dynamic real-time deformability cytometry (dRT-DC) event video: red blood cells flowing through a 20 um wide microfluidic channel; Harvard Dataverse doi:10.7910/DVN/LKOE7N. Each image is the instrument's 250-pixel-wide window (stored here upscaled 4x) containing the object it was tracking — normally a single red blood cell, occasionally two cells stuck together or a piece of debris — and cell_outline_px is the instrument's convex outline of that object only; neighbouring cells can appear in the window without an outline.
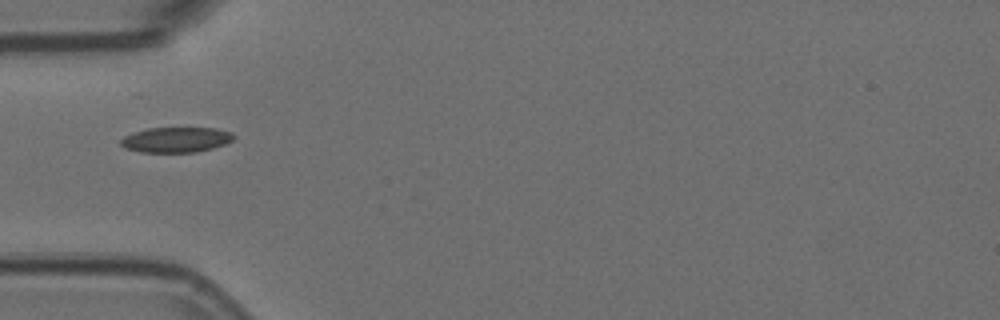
{"species": "Egyptian fruit bat (a non-hibernating species)", "species_latin": "Rousettus aegyptiacus", "temperature_condition": "room temperature", "stored_images_in_passage": 6, "segment_of_instrument_passage": [2, 2], "camera_frame_rate_fps": 3000, "um_per_image_px": 0.085, "animal": {"sex": "female"}, "frame": {"image": 1, "passage_image": 5, "time_ms": 1.333, "image_size_px": [1000, 320], "cell_outline_px": [[236, 136], [232, 140], [224, 144], [212, 148], [196, 152], [140, 152], [124, 148], [120, 144], [120, 140], [124, 136], [132, 132], [148, 128], [216, 128], [232, 132]], "centroid_in_image_um": [14.94, 11.87], "position_along_channel_um": 70.1, "area_um2": 16.7}}
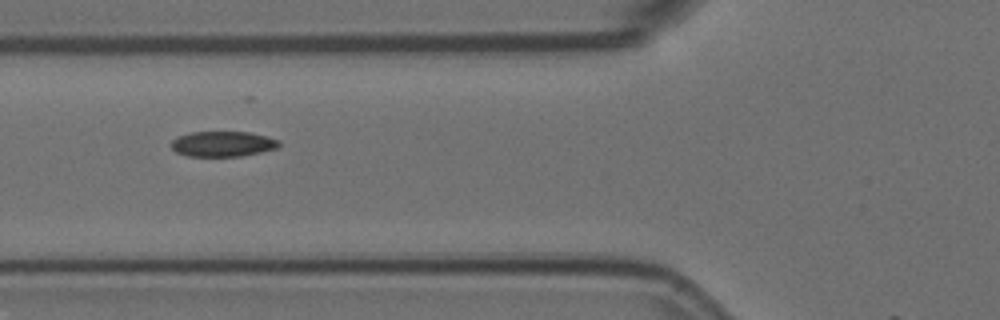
{"frame": {"image": 2, "passage_image": 6, "time_ms": 1.667, "image_size_px": [1000, 320], "cell_outline_px": [[280, 144], [276, 148], [260, 152], [240, 156], [188, 156], [176, 152], [172, 148], [172, 140], [176, 136], [192, 132], [252, 132], [268, 136], [280, 140]], "centroid_in_image_um": [18.94, 12.22], "position_along_channel_um": 106.9, "area_um2": 15.95}}